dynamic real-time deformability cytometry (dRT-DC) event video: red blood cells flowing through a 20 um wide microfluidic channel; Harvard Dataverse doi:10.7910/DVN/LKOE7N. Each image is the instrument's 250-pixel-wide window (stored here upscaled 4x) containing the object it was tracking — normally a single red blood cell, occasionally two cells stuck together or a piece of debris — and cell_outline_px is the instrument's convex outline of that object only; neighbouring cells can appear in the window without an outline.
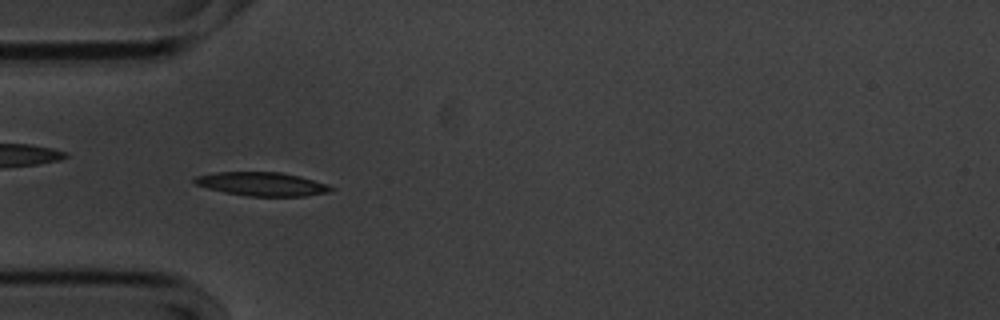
{"species": "common noctule bat (a hibernating species)", "species_latin": "Nyctalus noctula", "temperature_condition": "cold", "stored_images_in_passage": 55, "camera_frame_rate_fps": 3000, "um_per_image_px": 0.085, "animal": {"sex": "male", "body_mass_g": 20.1, "forearm_length_mm": 53.5}, "frame": {"image": 1, "passage_image": 16, "time_ms": 5.0, "image_size_px": [1000, 320], "cell_outline_px": [[336, 188], [332, 192], [304, 196], [248, 196], [224, 192], [208, 188], [196, 184], [192, 180], [196, 176], [216, 172], [280, 172], [300, 176], [328, 184]], "centroid_in_image_um": [22.32, 15.64], "position_along_channel_um": 62.7, "area_um2": 18.9}}
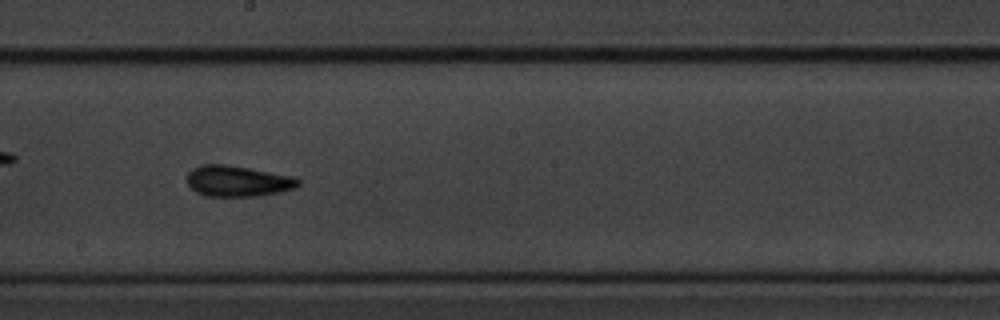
{"frame": {"image": 2, "passage_image": 30, "time_ms": 9.667, "image_size_px": [1000, 320], "cell_outline_px": [[300, 184], [296, 188], [280, 192], [260, 196], [208, 196], [196, 192], [188, 184], [188, 172], [204, 164], [224, 164], [296, 176], [300, 180]], "centroid_in_image_um": [20.28, 15.4], "position_along_channel_um": 227.9, "area_um2": 20.0}}
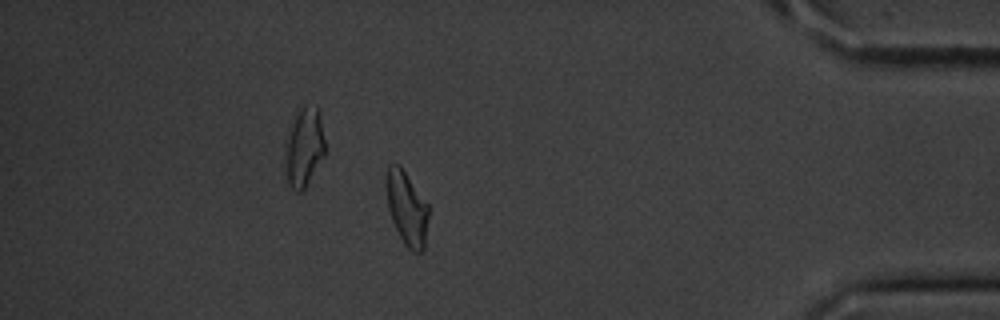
{"frame": {"image": 3, "passage_image": 48, "time_ms": 15.667, "image_size_px": [1000, 320], "cell_outline_px": [[428, 216], [424, 248], [420, 252], [412, 252], [404, 244], [392, 220], [388, 208], [384, 184], [384, 180], [388, 164], [400, 164], [428, 204]], "centroid_in_image_um": [34.54, 17.65], "position_along_channel_um": 400.7, "area_um2": 18.38}, "authors_computed_cell_mechanics": {"area_um2": 18.2648, "velocity_mm_per_s": 3.5516, "shape_relaxation_time_tau1_ms": 3.242, "shape_relaxation_time_tau2_ms": 5.5876, "deformation_change_tau1": 0.1332, "deformation_change_tau2": 0.1406}}